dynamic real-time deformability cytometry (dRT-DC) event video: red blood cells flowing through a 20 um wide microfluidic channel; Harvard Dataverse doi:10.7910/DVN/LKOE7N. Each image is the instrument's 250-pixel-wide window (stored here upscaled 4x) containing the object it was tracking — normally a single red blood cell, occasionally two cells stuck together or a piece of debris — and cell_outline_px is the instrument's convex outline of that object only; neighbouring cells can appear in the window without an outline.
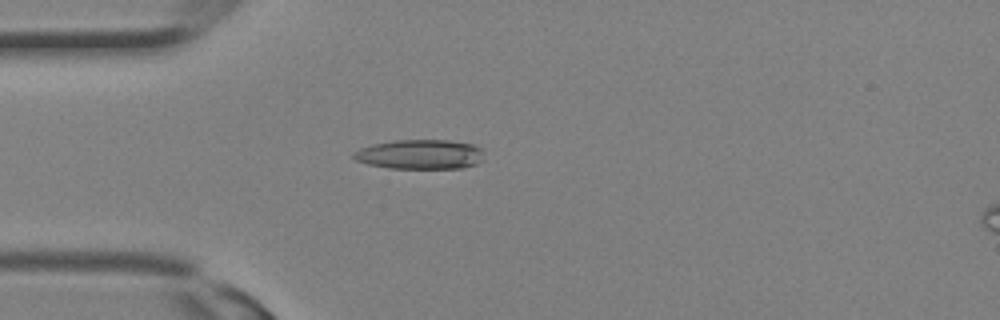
{"species": "Egyptian fruit bat (a non-hibernating species)", "species_latin": "Rousettus aegyptiacus", "temperature_condition": "room temperature", "stored_images_in_passage": 31, "camera_frame_rate_fps": 3000, "um_per_image_px": 0.085, "animal": {"sex": "female"}, "frame": {"image": 1, "passage_image": 9, "time_ms": 2.667, "image_size_px": [1000, 320], "cell_outline_px": [[484, 160], [476, 164], [464, 168], [388, 168], [368, 164], [356, 160], [352, 156], [352, 152], [360, 148], [372, 144], [392, 140], [448, 140], [472, 144], [480, 148], [484, 152]], "centroid_in_image_um": [35.72, 13.12], "position_along_channel_um": 49.3, "area_um2": 22.72}}
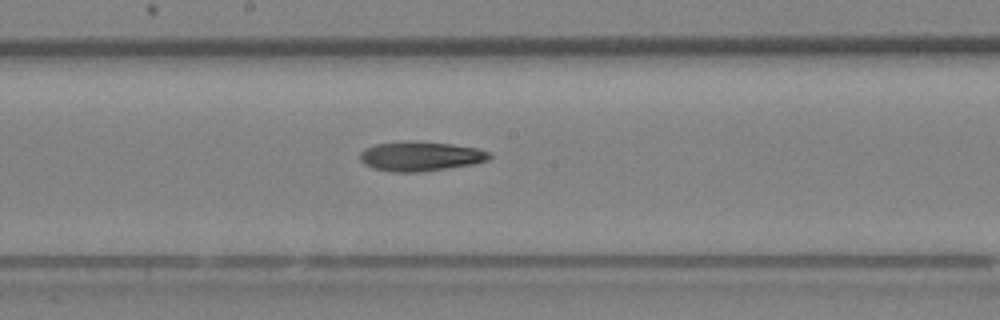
{"frame": {"image": 2, "passage_image": 17, "time_ms": 5.333, "image_size_px": [1000, 320], "cell_outline_px": [[492, 156], [488, 160], [476, 164], [420, 172], [392, 172], [372, 168], [364, 164], [360, 160], [360, 152], [364, 148], [376, 144], [408, 140], [452, 144], [476, 148], [488, 152]], "centroid_in_image_um": [35.72, 13.28], "position_along_channel_um": 212.5, "area_um2": 22.48}}
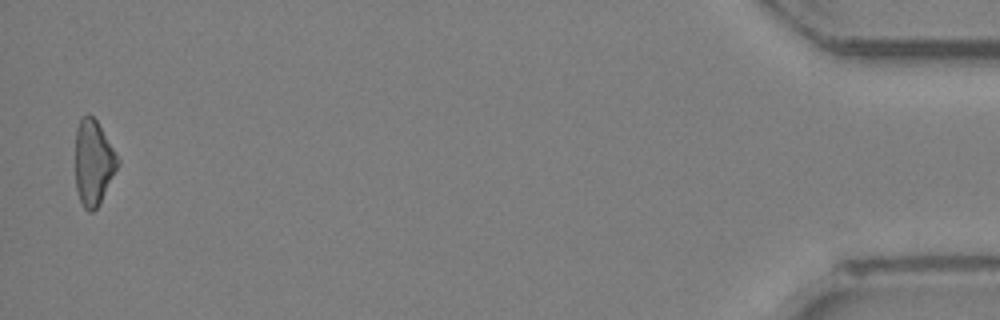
{"frame": {"image": 3, "passage_image": 31, "time_ms": 10.0, "image_size_px": [1000, 320], "cell_outline_px": [[120, 164], [100, 204], [92, 212], [88, 212], [84, 208], [80, 200], [76, 188], [76, 128], [80, 120], [88, 112], [96, 120], [120, 160]], "centroid_in_image_um": [7.95, 13.85], "position_along_channel_um": 427.2, "area_um2": 21.04}}